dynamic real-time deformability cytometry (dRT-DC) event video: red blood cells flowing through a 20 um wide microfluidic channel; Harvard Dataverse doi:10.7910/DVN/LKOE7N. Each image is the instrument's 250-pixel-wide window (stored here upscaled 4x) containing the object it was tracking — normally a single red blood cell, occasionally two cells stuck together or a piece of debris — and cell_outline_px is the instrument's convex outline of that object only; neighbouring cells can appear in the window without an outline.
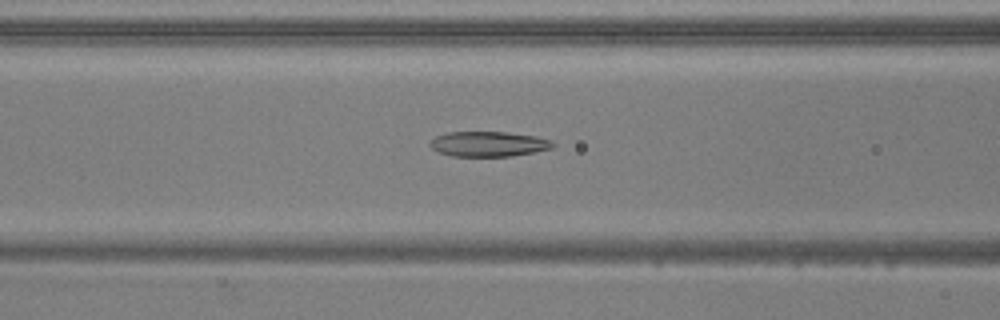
{"species": "common noctule bat (a hibernating species)", "species_latin": "Nyctalus noctula", "temperature_condition": "warm", "stored_images_in_passage": 53, "camera_frame_rate_fps": 3000, "um_per_image_px": 0.085, "animal": {"sex": "male", "body_mass_g": 20.5, "forearm_length_mm": 52.5}, "frame": {"image": 1, "passage_image": 22, "time_ms": 7.0, "image_size_px": [1000, 320], "cell_outline_px": [[556, 144], [552, 148], [512, 156], [452, 156], [440, 152], [432, 148], [428, 144], [436, 136], [448, 132], [508, 132], [536, 136], [552, 140]], "centroid_in_image_um": [41.55, 12.23], "position_along_channel_um": 125.1, "area_um2": 17.92}}
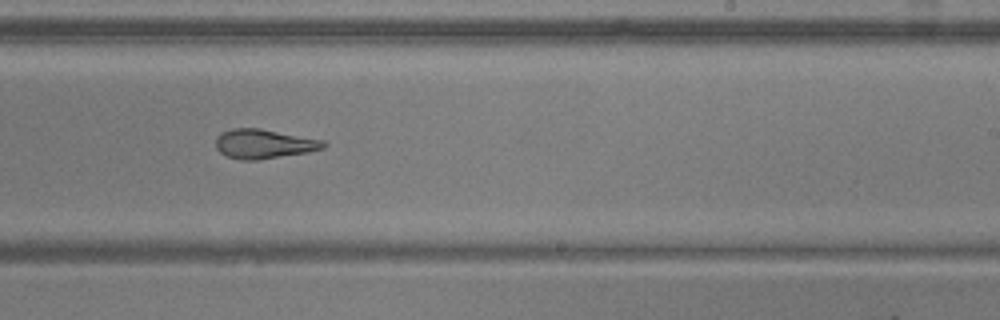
{"frame": {"image": 2, "passage_image": 33, "time_ms": 10.667, "image_size_px": [1000, 320], "cell_outline_px": [[328, 144], [324, 148], [308, 152], [256, 160], [240, 160], [228, 156], [220, 152], [216, 148], [216, 136], [220, 132], [232, 128], [260, 128], [324, 140]], "centroid_in_image_um": [22.42, 12.22], "position_along_channel_um": 266.6, "area_um2": 18.5}}
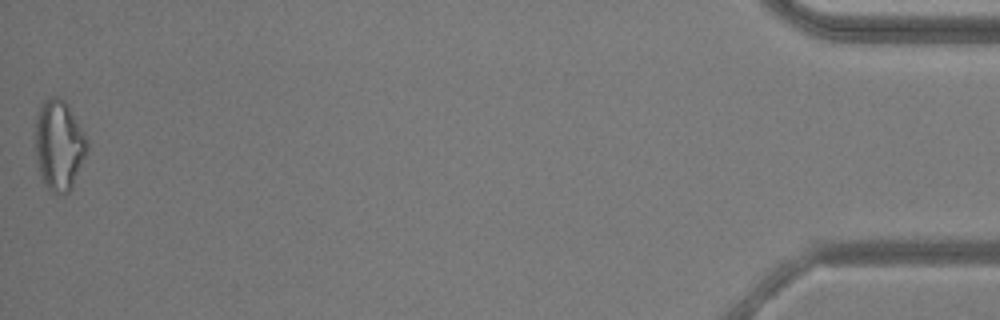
{"frame": {"image": 3, "passage_image": 53, "time_ms": 17.333, "image_size_px": [1000, 320], "cell_outline_px": [[88, 148], [72, 184], [68, 192], [64, 196], [60, 196], [48, 192], [40, 176], [36, 156], [36, 116], [40, 104], [44, 100], [52, 96], [56, 96], [64, 100], [68, 104], [84, 132], [88, 140]], "centroid_in_image_um": [5.0, 12.34], "position_along_channel_um": 430.2, "area_um2": 27.4}, "authors_computed_cell_mechanics": {"area_um2": 20.5768, "velocity_mm_per_s": 3.8591, "shape_relaxation_time_tau1_ms": 11.0437, "shape_relaxation_time_tau2_ms": 4.7086, "deformation_change_tau1": 0.2861, "deformation_change_tau2": 0.1567}}